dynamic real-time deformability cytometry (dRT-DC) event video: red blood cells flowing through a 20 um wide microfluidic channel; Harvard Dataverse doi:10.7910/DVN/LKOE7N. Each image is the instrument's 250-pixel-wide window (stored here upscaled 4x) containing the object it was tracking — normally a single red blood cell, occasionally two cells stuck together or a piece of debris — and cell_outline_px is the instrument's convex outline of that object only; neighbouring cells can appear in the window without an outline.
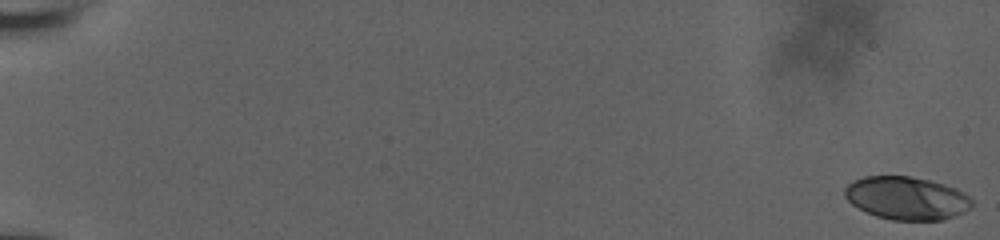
{"species": "human", "species_latin": "Homo sapiens", "temperature_condition": "room temperature", "stored_images_in_passage": 21, "camera_frame_rate_fps": 3000, "um_per_image_px": 0.085, "donor": {"sex": "male"}, "frame": {"image": 1, "passage_image": 1, "time_ms": 0.0, "image_size_px": [1000, 240], "cell_outline_px": [[972, 208], [956, 216], [944, 220], [892, 220], [876, 216], [852, 204], [844, 196], [844, 188], [852, 180], [864, 176], [908, 176], [928, 180], [944, 184], [956, 188], [964, 192], [972, 200]], "centroid_in_image_um": [77.07, 16.84], "position_along_channel_um": 7.9, "area_um2": 32.02}}
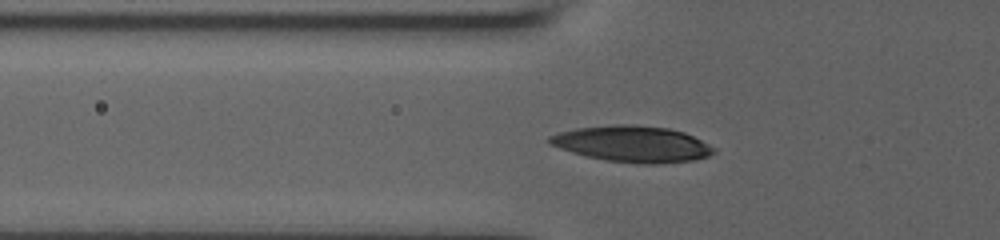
{"frame": {"image": 2, "passage_image": 19, "time_ms": 6.0, "image_size_px": [1000, 240], "cell_outline_px": [[716, 152], [708, 156], [692, 160], [660, 164], [640, 164], [608, 160], [588, 156], [572, 152], [548, 144], [548, 136], [560, 132], [576, 128], [612, 124], [636, 124], [668, 128], [684, 132], [716, 148]], "centroid_in_image_um": [53.76, 12.23], "position_along_channel_um": 72.0, "area_um2": 34.62}}